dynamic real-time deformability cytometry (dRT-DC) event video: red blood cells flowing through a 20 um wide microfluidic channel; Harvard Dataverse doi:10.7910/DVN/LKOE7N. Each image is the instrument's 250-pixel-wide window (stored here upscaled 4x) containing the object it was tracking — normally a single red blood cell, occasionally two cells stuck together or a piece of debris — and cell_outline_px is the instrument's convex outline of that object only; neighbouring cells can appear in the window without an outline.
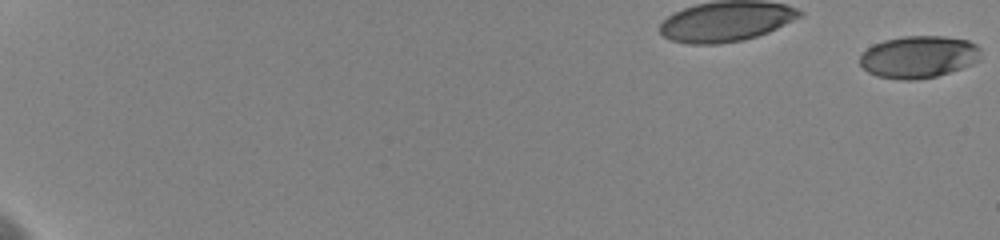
{"species": "human", "species_latin": "Homo sapiens", "temperature_condition": "cold", "stored_images_in_passage": 21, "camera_frame_rate_fps": 3000, "um_per_image_px": 0.085, "donor": {"sex": "female"}, "frame": {"image": 1, "passage_image": 1, "time_ms": 0.0, "image_size_px": [1000, 240], "cell_outline_px": [[980, 60], [972, 64], [936, 76], [916, 80], [900, 80], [876, 76], [868, 72], [860, 64], [860, 56], [872, 44], [884, 40], [904, 36], [944, 36], [968, 40], [976, 44], [980, 48]], "centroid_in_image_um": [78.08, 4.83], "position_along_channel_um": 6.9, "area_um2": 29.82}}
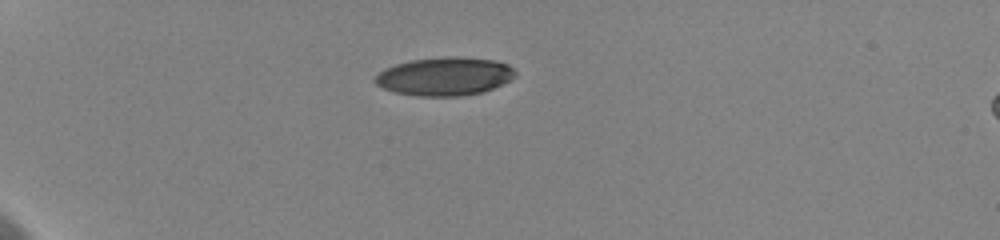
{"frame": {"image": 2, "passage_image": 10, "time_ms": 6.333, "image_size_px": [1000, 240], "cell_outline_px": [[516, 76], [484, 92], [460, 96], [416, 96], [392, 92], [376, 84], [372, 80], [384, 68], [396, 64], [412, 60], [448, 56], [456, 56], [496, 60], [508, 64], [516, 72]], "centroid_in_image_um": [37.78, 6.49], "position_along_channel_um": 47.2, "area_um2": 31.39}}